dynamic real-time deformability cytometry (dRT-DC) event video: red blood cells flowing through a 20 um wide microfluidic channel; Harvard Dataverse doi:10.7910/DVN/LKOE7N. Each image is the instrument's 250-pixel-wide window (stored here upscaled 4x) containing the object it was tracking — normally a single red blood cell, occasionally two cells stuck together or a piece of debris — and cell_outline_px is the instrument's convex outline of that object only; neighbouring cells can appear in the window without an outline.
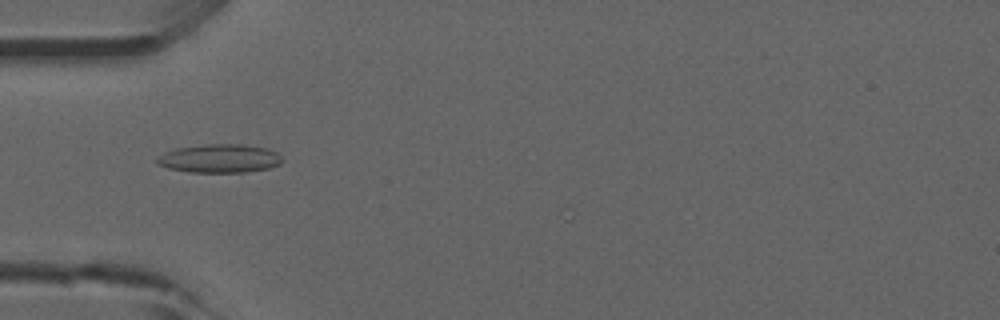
{"species": "common noctule bat (a hibernating species)", "species_latin": "Nyctalus noctula", "temperature_condition": "room temperature", "stored_images_in_passage": 19, "camera_frame_rate_fps": 3000, "um_per_image_px": 0.085, "animal": {"sex": "male", "forearm_length_mm": 52.5}, "frame": {"image": 1, "passage_image": 6, "time_ms": 1.667, "image_size_px": [1000, 320], "cell_outline_px": [[284, 160], [280, 164], [268, 168], [244, 172], [188, 172], [168, 168], [156, 164], [156, 156], [164, 152], [176, 148], [208, 144], [244, 144], [268, 148], [276, 152]], "centroid_in_image_um": [18.64, 13.46], "position_along_channel_um": 66.4, "area_um2": 20.98}}
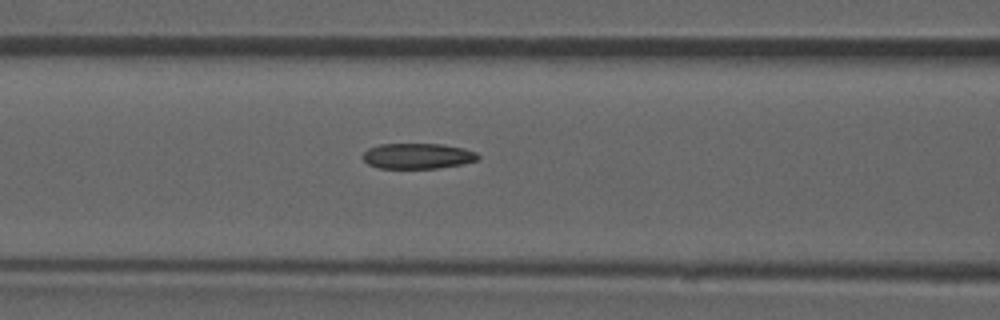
{"frame": {"image": 2, "passage_image": 11, "time_ms": 3.333, "image_size_px": [1000, 320], "cell_outline_px": [[480, 156], [476, 160], [460, 164], [436, 168], [380, 168], [368, 164], [364, 160], [364, 152], [368, 148], [380, 144], [444, 144], [464, 148], [476, 152]], "centroid_in_image_um": [35.5, 13.25], "position_along_channel_um": 131.1, "area_um2": 16.99}}